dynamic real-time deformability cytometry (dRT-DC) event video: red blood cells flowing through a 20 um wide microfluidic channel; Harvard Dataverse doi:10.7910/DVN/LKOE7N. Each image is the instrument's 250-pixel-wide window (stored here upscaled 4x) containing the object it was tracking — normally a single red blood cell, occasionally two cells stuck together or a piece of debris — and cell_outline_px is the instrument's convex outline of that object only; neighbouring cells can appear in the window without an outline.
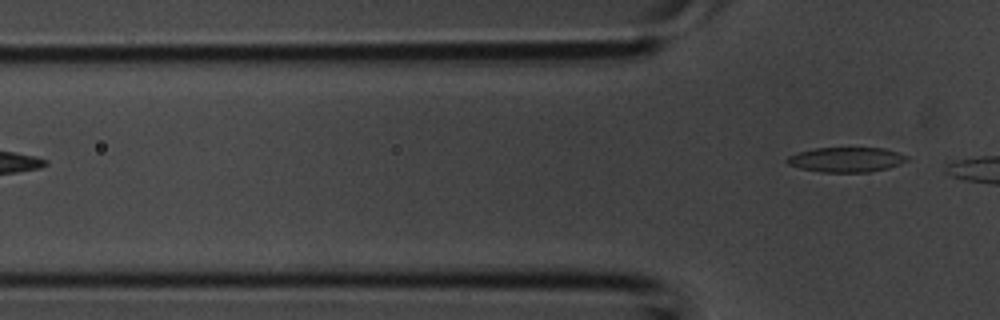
{"species": "common noctule bat (a hibernating species)", "species_latin": "Nyctalus noctula", "temperature_condition": "room temperature", "stored_images_in_passage": 5, "camera_frame_rate_fps": 3000, "um_per_image_px": 0.085, "animal": {"sex": "male", "body_mass_g": 20.1, "forearm_length_mm": 53.5}, "frame": {"image": 1, "passage_image": 5, "time_ms": 1.333, "image_size_px": [1000, 320], "cell_outline_px": [[908, 160], [900, 164], [888, 168], [868, 172], [820, 172], [800, 168], [788, 164], [784, 160], [788, 156], [796, 152], [816, 148], [884, 148], [908, 156]], "centroid_in_image_um": [71.9, 13.57], "position_along_channel_um": 53.9, "area_um2": 17.4}}